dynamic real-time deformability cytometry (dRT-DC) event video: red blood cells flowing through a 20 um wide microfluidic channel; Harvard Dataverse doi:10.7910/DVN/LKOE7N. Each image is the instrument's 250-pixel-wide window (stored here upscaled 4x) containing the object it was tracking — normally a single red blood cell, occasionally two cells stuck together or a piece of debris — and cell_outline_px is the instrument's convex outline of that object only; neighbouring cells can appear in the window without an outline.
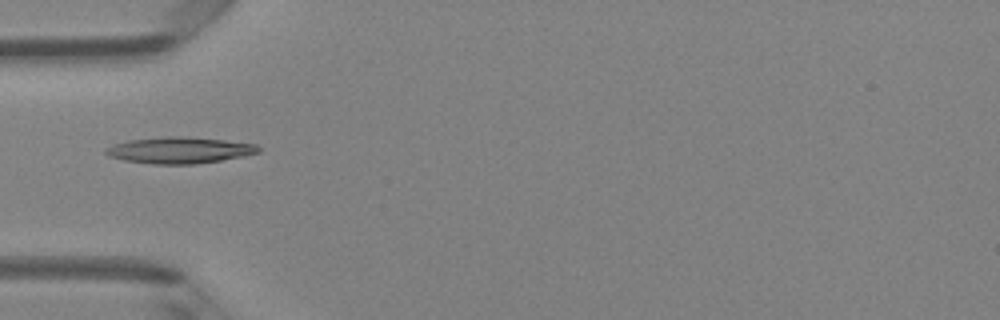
{"species": "Egyptian fruit bat (a non-hibernating species)", "species_latin": "Rousettus aegyptiacus", "temperature_condition": "room temperature", "stored_images_in_passage": 6, "camera_frame_rate_fps": 3000, "um_per_image_px": 0.085, "animal": {"sex": "female"}, "frame": {"image": 1, "passage_image": 5, "time_ms": 5.0, "image_size_px": [1000, 320], "cell_outline_px": [[260, 152], [244, 156], [196, 164], [152, 164], [124, 160], [108, 156], [104, 152], [104, 148], [128, 140], [168, 136], [176, 136], [224, 140], [256, 144], [260, 148]], "centroid_in_image_um": [15.24, 12.77], "position_along_channel_um": 69.8, "area_um2": 23.29}}
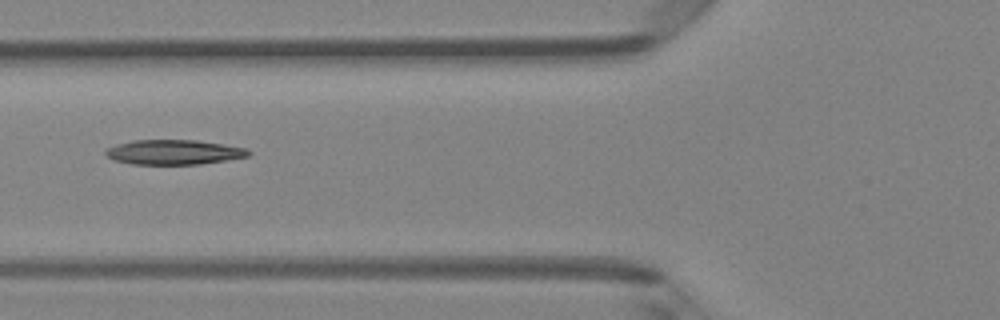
{"frame": {"image": 2, "passage_image": 6, "time_ms": 6.0, "image_size_px": [1000, 320], "cell_outline_px": [[252, 152], [248, 156], [200, 164], [132, 164], [116, 160], [108, 156], [104, 152], [108, 148], [116, 144], [132, 140], [196, 140], [248, 148]], "centroid_in_image_um": [14.79, 12.92], "position_along_channel_um": 111.0, "area_um2": 20.46}}